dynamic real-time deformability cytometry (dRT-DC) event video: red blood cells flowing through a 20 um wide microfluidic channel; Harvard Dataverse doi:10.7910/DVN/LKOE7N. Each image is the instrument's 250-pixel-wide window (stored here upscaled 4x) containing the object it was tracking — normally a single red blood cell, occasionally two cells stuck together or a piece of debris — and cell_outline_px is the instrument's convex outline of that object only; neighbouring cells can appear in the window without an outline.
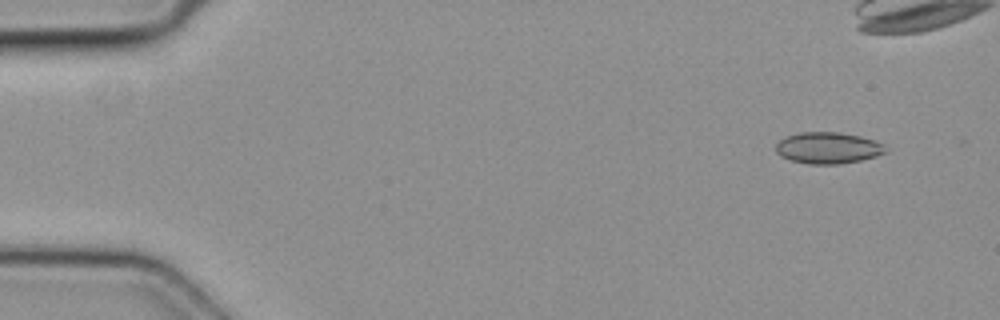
{"species": "common noctule bat (a hibernating species)", "species_latin": "Nyctalus noctula", "temperature_condition": "cold", "stored_images_in_passage": 40, "camera_frame_rate_fps": 3000, "um_per_image_px": 0.085, "animal": {"sex": "female", "body_mass_g": 19.3, "forearm_length_mm": 54.1}, "frame": {"image": 1, "passage_image": 4, "time_ms": 1.0, "image_size_px": [1000, 320], "cell_outline_px": [[888, 152], [876, 156], [860, 160], [840, 164], [808, 164], [792, 160], [780, 156], [776, 152], [776, 144], [784, 136], [800, 132], [840, 132], [860, 136], [884, 144]], "centroid_in_image_um": [70.37, 12.57], "position_along_channel_um": 14.6, "area_um2": 20.17}}
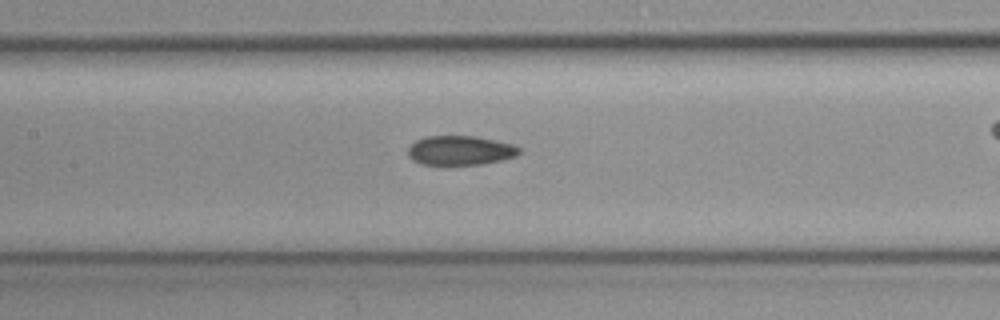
{"frame": {"image": 2, "passage_image": 23, "time_ms": 7.333, "image_size_px": [1000, 320], "cell_outline_px": [[520, 152], [516, 156], [500, 160], [480, 164], [420, 164], [412, 160], [408, 156], [408, 148], [416, 140], [428, 136], [476, 136], [496, 140], [512, 144], [520, 148]], "centroid_in_image_um": [39.11, 12.78], "position_along_channel_um": 168.3, "area_um2": 18.9}}
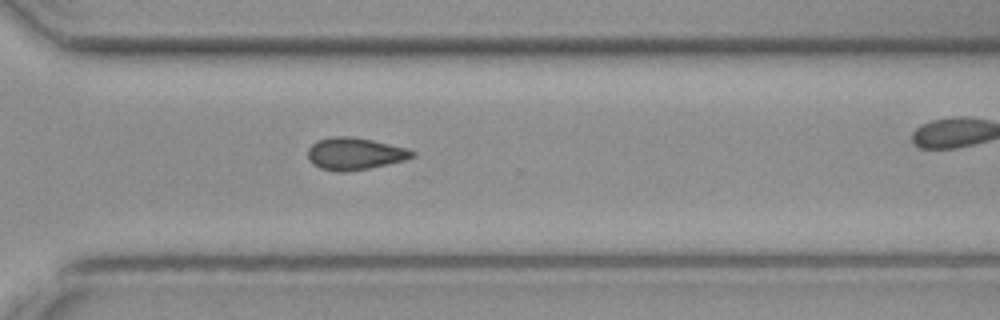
{"frame": {"image": 3, "passage_image": 35, "time_ms": 11.333, "image_size_px": [1000, 320], "cell_outline_px": [[416, 156], [404, 160], [368, 168], [348, 172], [336, 172], [320, 168], [312, 164], [308, 160], [308, 148], [316, 140], [332, 136], [348, 136], [372, 140], [404, 148], [416, 152]], "centroid_in_image_um": [30.1, 13.07], "position_along_channel_um": 340.5, "area_um2": 19.54}}